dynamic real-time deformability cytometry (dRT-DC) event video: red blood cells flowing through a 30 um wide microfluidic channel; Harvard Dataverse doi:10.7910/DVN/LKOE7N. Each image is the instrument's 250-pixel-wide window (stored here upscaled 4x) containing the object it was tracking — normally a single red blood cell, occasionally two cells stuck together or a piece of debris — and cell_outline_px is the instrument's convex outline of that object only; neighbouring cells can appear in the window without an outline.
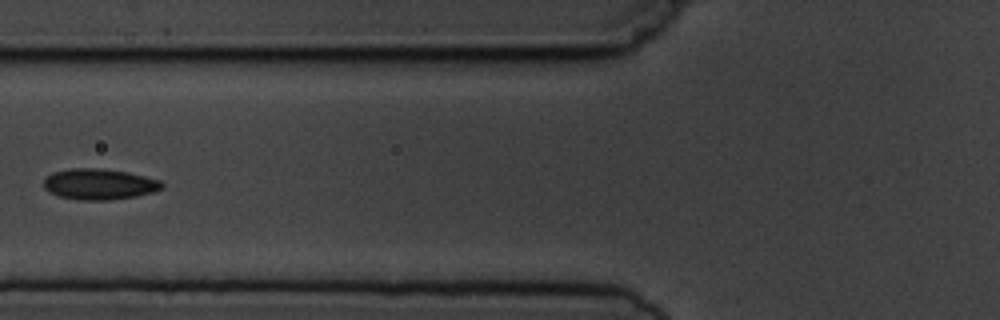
{"species": "common noctule bat (a hibernating species)", "species_latin": "Nyctalus noctula", "temperature_condition": "cold", "stored_images_in_passage": 6, "camera_frame_rate_fps": 3000, "um_per_image_px": 0.085, "animal": {"sex": "male", "body_mass_g": 19.5, "forearm_length_mm": 54.6}, "frame": {"image": 1, "passage_image": 5, "time_ms": 4.667, "image_size_px": [1000, 320], "cell_outline_px": [[164, 188], [156, 192], [136, 196], [108, 200], [80, 200], [60, 196], [48, 192], [44, 188], [44, 180], [52, 172], [68, 168], [100, 168], [128, 172], [160, 180], [164, 184]], "centroid_in_image_um": [8.46, 15.65], "position_along_channel_um": 117.3, "area_um2": 21.44}}
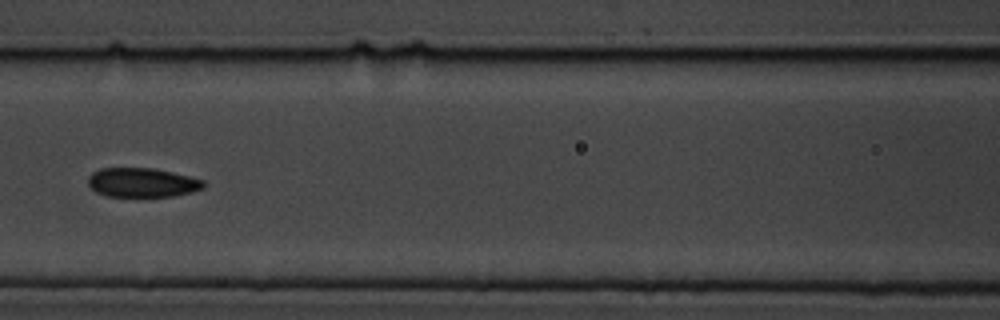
{"frame": {"image": 2, "passage_image": 6, "time_ms": 5.667, "image_size_px": [1000, 320], "cell_outline_px": [[204, 188], [172, 196], [108, 196], [96, 192], [88, 184], [88, 176], [92, 172], [100, 168], [152, 168], [172, 172], [204, 180]], "centroid_in_image_um": [12.05, 15.5], "position_along_channel_um": 154.6, "area_um2": 19.48}}